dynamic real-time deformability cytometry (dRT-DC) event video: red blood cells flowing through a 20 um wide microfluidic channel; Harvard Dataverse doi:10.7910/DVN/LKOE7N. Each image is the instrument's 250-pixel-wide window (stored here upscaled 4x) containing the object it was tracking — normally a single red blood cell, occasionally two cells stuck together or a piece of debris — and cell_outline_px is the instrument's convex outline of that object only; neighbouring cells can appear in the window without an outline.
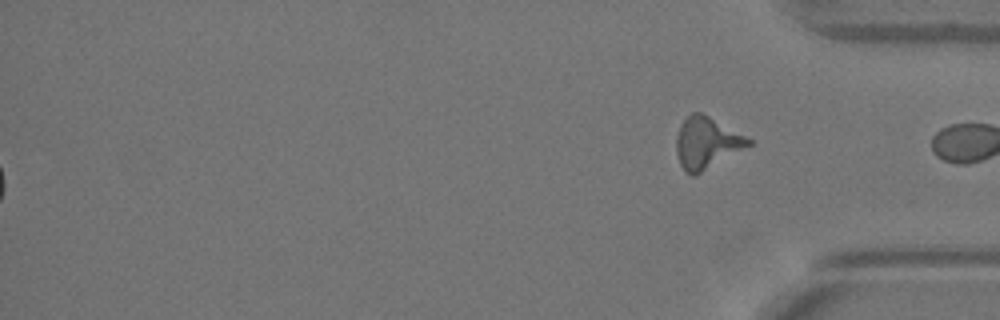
{"species": "Egyptian fruit bat (a non-hibernating species)", "species_latin": "Rousettus aegyptiacus", "temperature_condition": "warm", "stored_images_in_passage": 53, "segment_of_instrument_passage": [2, 2], "camera_frame_rate_fps": 3000, "um_per_image_px": 0.085, "animal": {"sex": "female"}, "frame": {"image": 1, "passage_image": 53, "time_ms": 17.333, "image_size_px": [1000, 320], "cell_outline_px": [[752, 144], [696, 176], [692, 176], [684, 172], [680, 164], [676, 152], [676, 136], [680, 124], [692, 112], [700, 112], [708, 116], [752, 140]], "centroid_in_image_um": [60.02, 12.18], "position_along_channel_um": 375.2, "area_um2": 21.56}}